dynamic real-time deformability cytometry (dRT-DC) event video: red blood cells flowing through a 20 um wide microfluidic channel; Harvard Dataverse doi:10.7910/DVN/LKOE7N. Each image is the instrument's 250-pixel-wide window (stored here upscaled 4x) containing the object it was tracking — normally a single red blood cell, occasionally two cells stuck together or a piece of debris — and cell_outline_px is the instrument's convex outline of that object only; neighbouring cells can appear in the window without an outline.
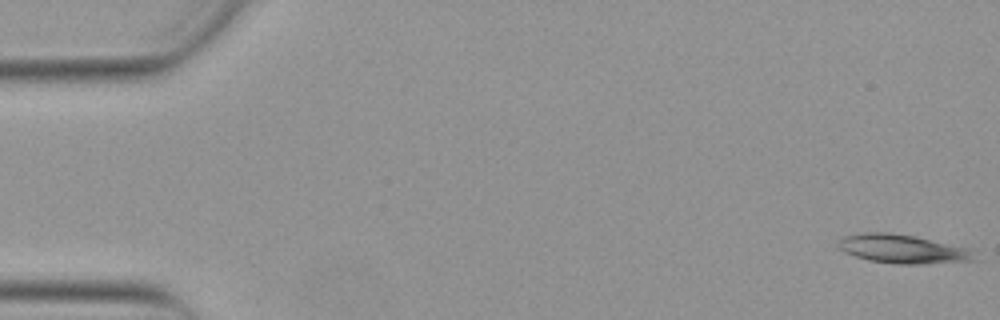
{"species": "Egyptian fruit bat (a non-hibernating species)", "species_latin": "Rousettus aegyptiacus", "temperature_condition": "warm", "stored_images_in_passage": 47, "camera_frame_rate_fps": 3000, "um_per_image_px": 0.085, "animal": {"sex": "female"}, "frame": {"image": 1, "passage_image": 1, "time_ms": 0.0, "image_size_px": [1000, 320], "cell_outline_px": [[976, 260], [920, 264], [896, 264], [872, 260], [856, 256], [844, 252], [840, 248], [840, 240], [844, 236], [860, 232], [888, 232], [916, 236], [968, 248], [972, 252]], "centroid_in_image_um": [76.72, 21.15], "position_along_channel_um": 8.3, "area_um2": 22.54}}
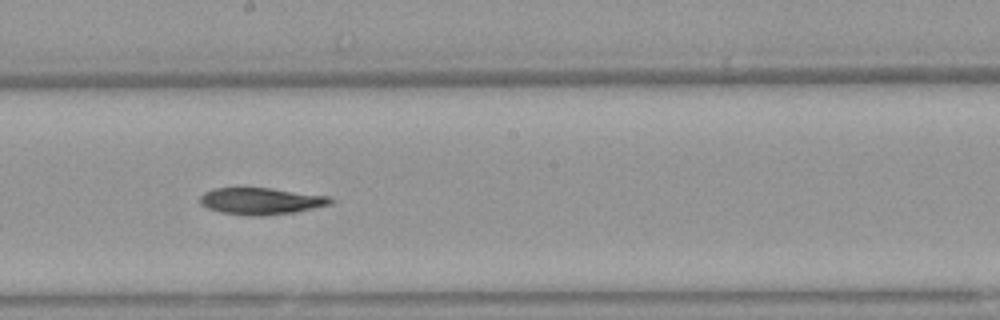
{"frame": {"image": 2, "passage_image": 29, "time_ms": 9.333, "image_size_px": [1000, 320], "cell_outline_px": [[332, 204], [296, 212], [260, 216], [248, 216], [220, 212], [208, 208], [200, 204], [200, 196], [204, 192], [212, 188], [272, 188], [332, 196]], "centroid_in_image_um": [22.2, 17.09], "position_along_channel_um": 226.0, "area_um2": 20.58}}
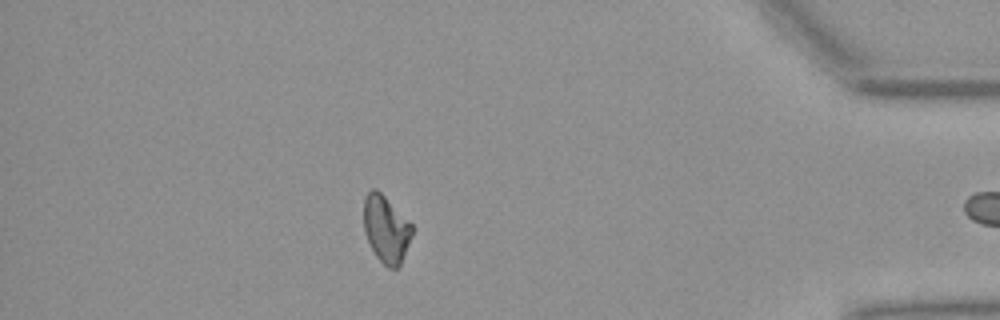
{"frame": {"image": 3, "passage_image": 46, "time_ms": 15.0, "image_size_px": [1000, 320], "cell_outline_px": [[412, 236], [404, 256], [400, 264], [396, 268], [388, 268], [376, 256], [364, 232], [364, 196], [372, 188], [376, 188], [412, 224]], "centroid_in_image_um": [32.81, 19.46], "position_along_channel_um": 402.4, "area_um2": 18.67}}